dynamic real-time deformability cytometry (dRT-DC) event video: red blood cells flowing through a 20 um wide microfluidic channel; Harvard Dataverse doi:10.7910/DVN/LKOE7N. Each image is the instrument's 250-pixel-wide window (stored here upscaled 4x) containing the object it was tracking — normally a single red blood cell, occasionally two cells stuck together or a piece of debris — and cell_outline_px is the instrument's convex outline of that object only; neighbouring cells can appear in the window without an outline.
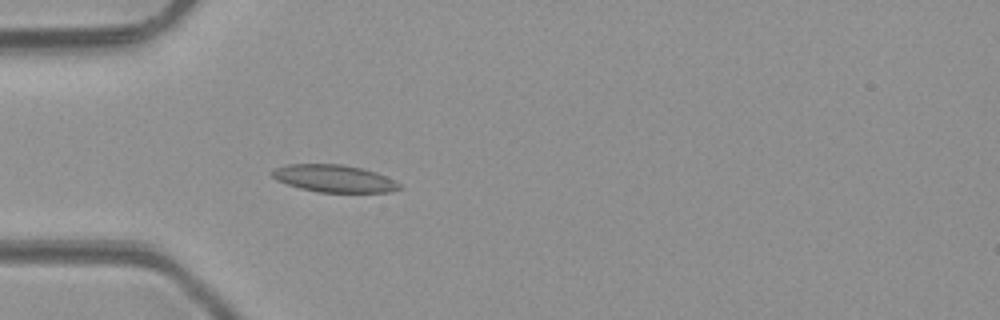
{"species": "common noctule bat (a hibernating species)", "species_latin": "Nyctalus noctula", "temperature_condition": "room temperature", "stored_images_in_passage": 3, "camera_frame_rate_fps": 3000, "um_per_image_px": 0.085, "animal": {"sex": "male", "body_mass_g": 23.1, "forearm_length_mm": 52.7}, "frame": {"image": 1, "passage_image": 3, "time_ms": 2.333, "image_size_px": [1000, 320], "cell_outline_px": [[404, 188], [392, 192], [316, 192], [300, 188], [276, 180], [272, 176], [272, 172], [276, 168], [288, 164], [340, 164], [360, 168], [376, 172], [400, 184]], "centroid_in_image_um": [28.41, 15.18], "position_along_channel_um": 56.6, "area_um2": 20.11}}